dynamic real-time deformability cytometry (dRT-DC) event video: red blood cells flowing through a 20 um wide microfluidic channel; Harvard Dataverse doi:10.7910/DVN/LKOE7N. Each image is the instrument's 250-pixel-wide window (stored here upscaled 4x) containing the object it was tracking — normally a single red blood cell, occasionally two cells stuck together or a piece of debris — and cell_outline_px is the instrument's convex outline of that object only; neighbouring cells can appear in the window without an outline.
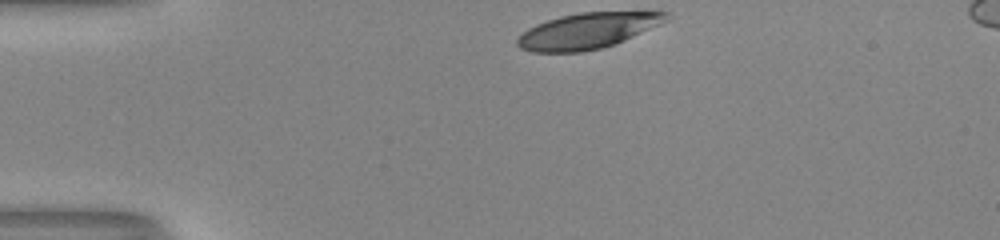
{"species": "human", "species_latin": "Homo sapiens", "temperature_condition": "room temperature", "stored_images_in_passage": 32, "camera_frame_rate_fps": 3000, "um_per_image_px": 0.085, "donor": {"sex": "male"}, "frame": {"image": 1, "passage_image": 1, "time_ms": 0.0, "image_size_px": [1000, 240], "cell_outline_px": [[672, 16], [668, 20], [660, 24], [624, 40], [600, 48], [580, 52], [532, 52], [520, 48], [516, 44], [516, 40], [528, 28], [536, 24], [560, 16], [580, 12], [668, 12]], "centroid_in_image_um": [49.93, 2.61], "position_along_channel_um": 35.1, "area_um2": 30.69}}
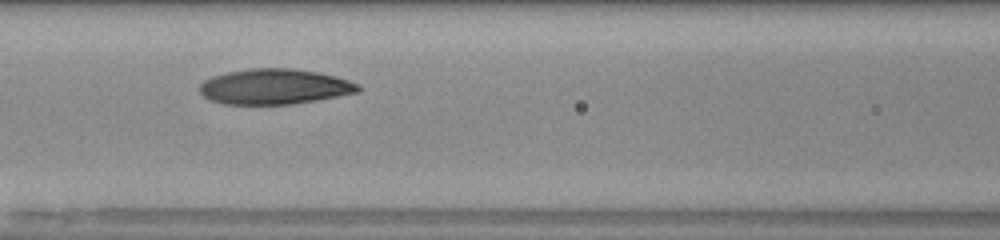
{"frame": {"image": 2, "passage_image": 13, "time_ms": 4.0, "image_size_px": [1000, 240], "cell_outline_px": [[360, 92], [316, 100], [292, 104], [224, 104], [212, 100], [204, 96], [200, 92], [200, 84], [204, 80], [212, 76], [228, 72], [252, 68], [292, 68], [316, 72], [336, 76], [360, 84]], "centroid_in_image_um": [23.35, 7.36], "position_along_channel_um": 143.2, "area_um2": 32.6}}
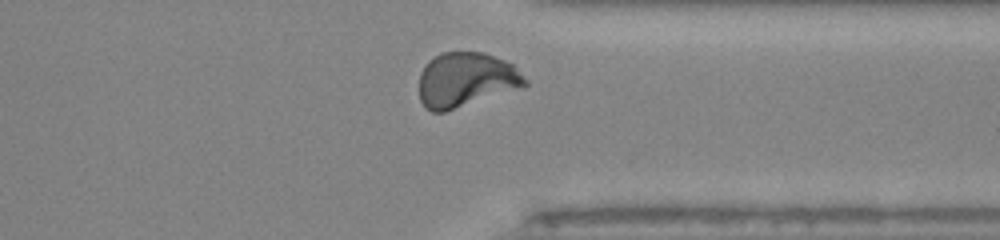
{"frame": {"image": 3, "passage_image": 30, "time_ms": 9.667, "image_size_px": [1000, 240], "cell_outline_px": [[528, 84], [524, 88], [444, 112], [432, 112], [424, 108], [420, 100], [420, 72], [428, 60], [440, 52], [484, 52], [504, 60], [512, 64], [528, 80]], "centroid_in_image_um": [39.62, 6.79], "position_along_channel_um": 371.8, "area_um2": 34.16}, "authors_computed_cell_mechanics": {"area_um2": 32.4547, "velocity_mm_per_s": 4.0512, "shape_relaxation_time_tau1_ms": 4.8274, "shape_relaxation_time_tau2_ms": 2.2238, "deformation_change_tau1": 0.2039, "deformation_change_tau2": 0.0516}}